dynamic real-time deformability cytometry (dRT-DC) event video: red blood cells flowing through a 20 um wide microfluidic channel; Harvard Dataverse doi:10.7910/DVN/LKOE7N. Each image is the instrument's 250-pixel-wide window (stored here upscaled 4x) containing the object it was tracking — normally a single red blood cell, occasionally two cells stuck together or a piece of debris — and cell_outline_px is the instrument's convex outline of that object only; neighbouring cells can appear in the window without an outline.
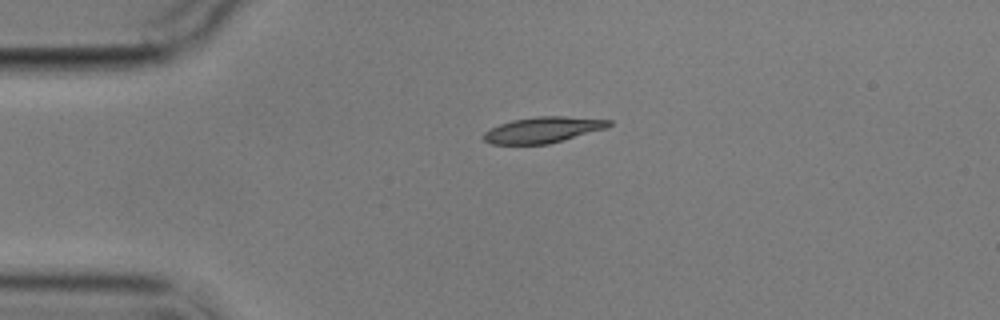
{"species": "common noctule bat (a hibernating species)", "species_latin": "Nyctalus noctula", "temperature_condition": "cold", "stored_images_in_passage": 2, "camera_frame_rate_fps": 3000, "um_per_image_px": 0.085, "animal": {"sex": "male", "body_mass_g": 17.9}, "frame": {"image": 1, "passage_image": 1, "time_ms": 0.0, "image_size_px": [1000, 320], "cell_outline_px": [[612, 124], [608, 128], [548, 144], [492, 144], [484, 140], [484, 132], [500, 124], [512, 120], [536, 116], [564, 116], [612, 120]], "centroid_in_image_um": [46.19, 11.03], "position_along_channel_um": 38.8, "area_um2": 18.84}}